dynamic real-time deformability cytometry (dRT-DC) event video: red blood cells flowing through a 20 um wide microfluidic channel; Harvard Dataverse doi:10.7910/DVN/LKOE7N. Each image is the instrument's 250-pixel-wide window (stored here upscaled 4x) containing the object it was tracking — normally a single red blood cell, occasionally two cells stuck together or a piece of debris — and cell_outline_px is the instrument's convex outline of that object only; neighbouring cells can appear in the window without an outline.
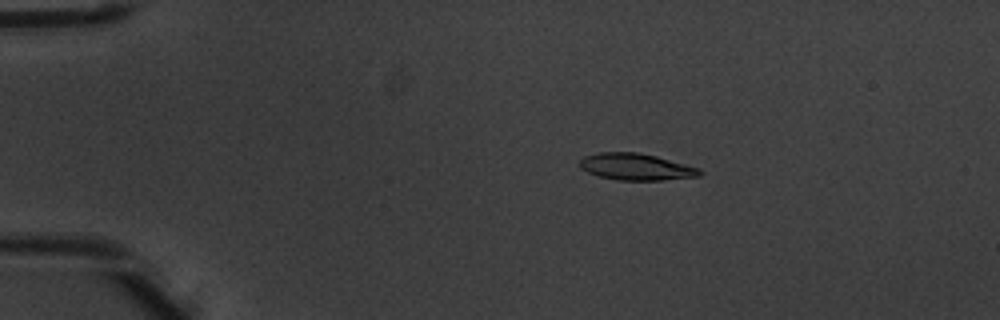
{"species": "common noctule bat (a hibernating species)", "species_latin": "Nyctalus noctula", "temperature_condition": "warm", "stored_images_in_passage": 5, "camera_frame_rate_fps": 3000, "um_per_image_px": 0.085, "animal": {"sex": "male", "body_mass_g": 20.1, "forearm_length_mm": 53.5}, "frame": {"image": 1, "passage_image": 3, "time_ms": 0.667, "image_size_px": [1000, 320], "cell_outline_px": [[704, 172], [700, 176], [660, 180], [616, 180], [600, 176], [588, 172], [580, 168], [580, 160], [584, 156], [596, 152], [636, 152], [656, 156], [700, 168]], "centroid_in_image_um": [54.07, 14.17], "position_along_channel_um": 30.9, "area_um2": 18.67}}